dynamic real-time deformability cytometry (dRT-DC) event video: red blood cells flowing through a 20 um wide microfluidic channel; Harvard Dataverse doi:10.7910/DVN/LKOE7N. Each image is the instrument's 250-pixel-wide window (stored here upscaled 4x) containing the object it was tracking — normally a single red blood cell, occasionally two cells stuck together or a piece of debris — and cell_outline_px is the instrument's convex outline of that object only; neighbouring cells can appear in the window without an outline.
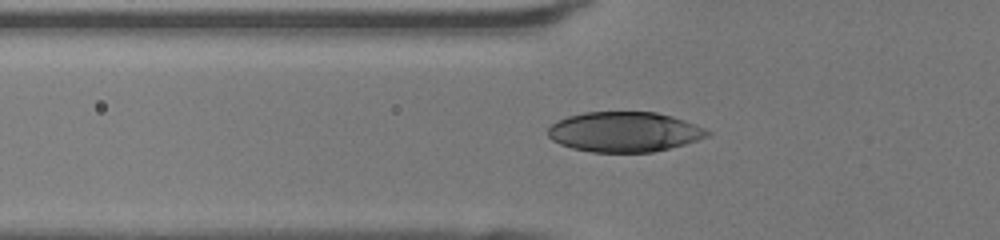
{"species": "human", "species_latin": "Homo sapiens", "temperature_condition": "room temperature", "stored_images_in_passage": 35, "camera_frame_rate_fps": 3000, "um_per_image_px": 0.085, "donor": {"sex": "female"}, "frame": {"image": 1, "passage_image": 5, "time_ms": 1.333, "image_size_px": [1000, 240], "cell_outline_px": [[712, 132], [708, 136], [684, 144], [652, 152], [592, 152], [572, 148], [560, 144], [552, 140], [548, 136], [548, 128], [556, 120], [568, 116], [584, 112], [656, 112], [672, 116], [684, 120], [704, 128]], "centroid_in_image_um": [53.04, 11.2], "position_along_channel_um": 72.8, "area_um2": 37.11}}
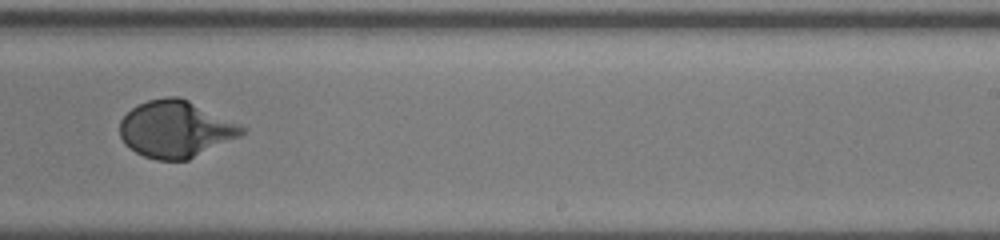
{"frame": {"image": 2, "passage_image": 19, "time_ms": 6.0, "image_size_px": [1000, 240], "cell_outline_px": [[248, 128], [240, 136], [188, 160], [156, 160], [144, 156], [128, 148], [124, 144], [120, 136], [120, 120], [132, 108], [148, 100], [168, 96], [180, 96], [240, 124]], "centroid_in_image_um": [14.92, 10.98], "position_along_channel_um": 274.1, "area_um2": 40.4}}
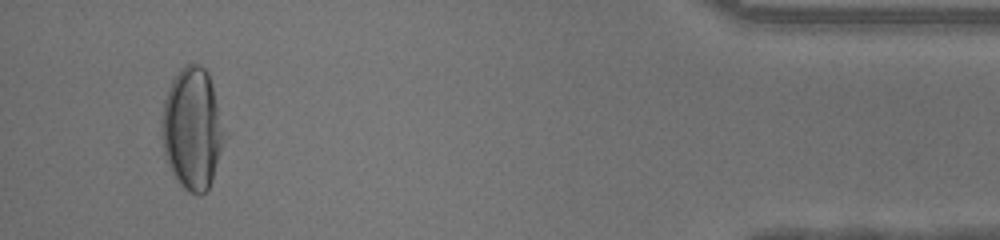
{"frame": {"image": 3, "passage_image": 33, "time_ms": 10.667, "image_size_px": [1000, 240], "cell_outline_px": [[232, 132], [212, 180], [208, 188], [200, 196], [188, 192], [180, 184], [172, 172], [168, 164], [164, 152], [160, 128], [164, 100], [168, 88], [172, 80], [180, 68], [192, 60], [200, 64], [208, 72]], "centroid_in_image_um": [16.46, 10.9], "position_along_channel_um": 418.7, "area_um2": 46.93}}